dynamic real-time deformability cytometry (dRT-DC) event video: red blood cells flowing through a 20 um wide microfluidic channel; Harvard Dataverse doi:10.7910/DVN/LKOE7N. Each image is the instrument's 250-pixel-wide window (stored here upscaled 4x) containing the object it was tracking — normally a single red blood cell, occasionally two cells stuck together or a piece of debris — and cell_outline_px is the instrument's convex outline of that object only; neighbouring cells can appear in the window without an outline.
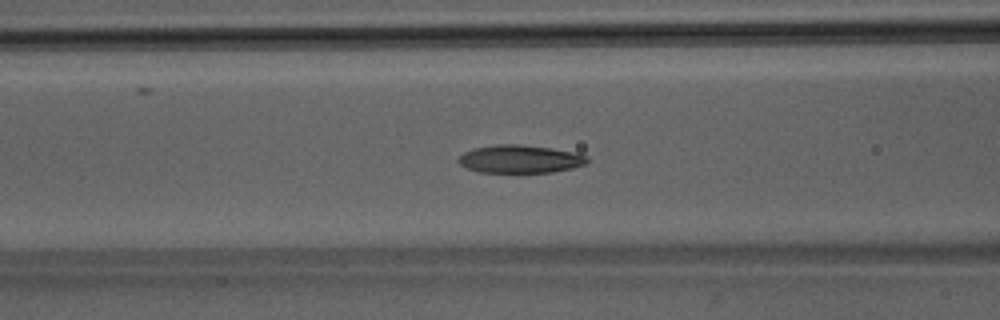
{"species": "Egyptian fruit bat (a non-hibernating species)", "species_latin": "Rousettus aegyptiacus", "temperature_condition": "room temperature", "stored_images_in_passage": 38, "segment_of_instrument_passage": [1, 2], "camera_frame_rate_fps": 3000, "um_per_image_px": 0.085, "animal": {"sex": "male"}, "frame": {"image": 1, "passage_image": 7, "time_ms": 2.0, "image_size_px": [1000, 320], "cell_outline_px": [[588, 164], [572, 168], [552, 172], [480, 172], [468, 168], [460, 164], [456, 160], [464, 152], [472, 148], [496, 144], [520, 144], [576, 152], [588, 156]], "centroid_in_image_um": [44.21, 13.51], "position_along_channel_um": 122.4, "area_um2": 21.04}}
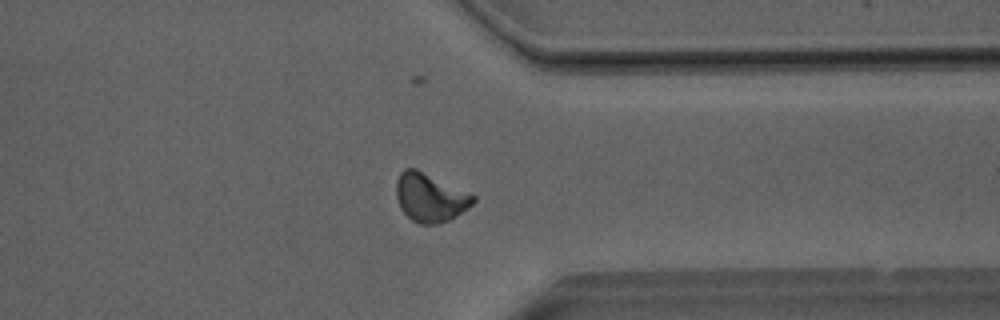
{"frame": {"image": 2, "passage_image": 26, "time_ms": 8.333, "image_size_px": [1000, 320], "cell_outline_px": [[476, 200], [468, 208], [448, 220], [440, 224], [420, 224], [412, 220], [400, 208], [396, 196], [396, 180], [400, 172], [404, 168], [416, 168], [476, 196]], "centroid_in_image_um": [36.53, 16.78], "position_along_channel_um": 374.9, "area_um2": 21.68}}
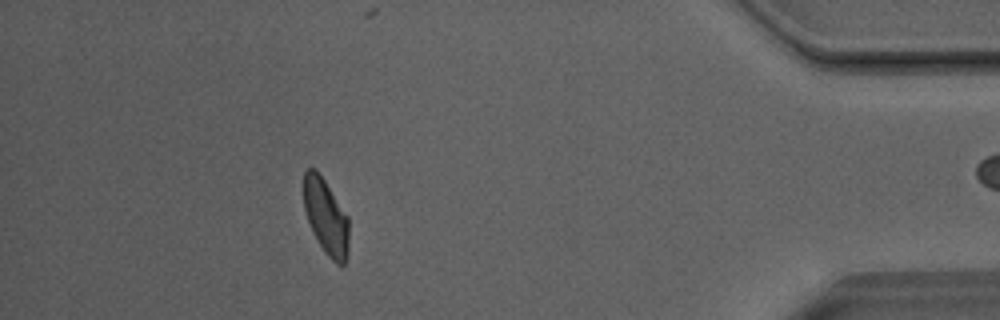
{"frame": {"image": 3, "passage_image": 32, "time_ms": 10.333, "image_size_px": [1000, 320], "cell_outline_px": [[348, 252], [344, 264], [336, 264], [324, 252], [308, 220], [304, 208], [304, 172], [308, 168], [316, 168], [348, 216]], "centroid_in_image_um": [27.71, 18.41], "position_along_channel_um": 407.5, "area_um2": 19.54}}